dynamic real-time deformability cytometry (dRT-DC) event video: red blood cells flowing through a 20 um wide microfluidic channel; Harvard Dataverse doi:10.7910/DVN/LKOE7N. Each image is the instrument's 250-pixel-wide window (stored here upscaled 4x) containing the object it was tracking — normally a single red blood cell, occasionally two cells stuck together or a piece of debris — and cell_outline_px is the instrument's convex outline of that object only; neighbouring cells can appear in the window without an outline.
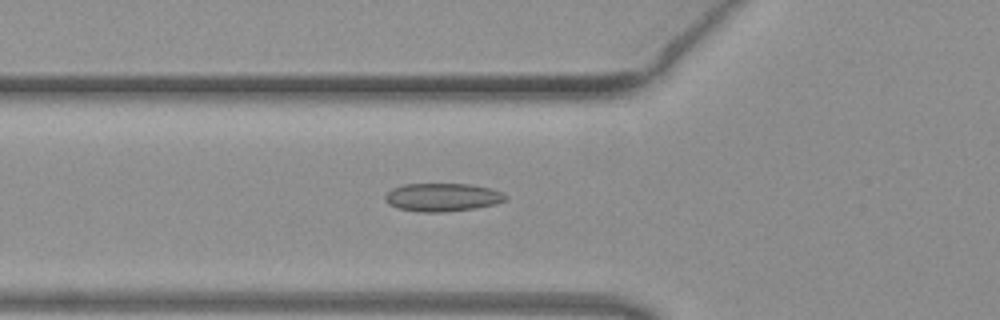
{"species": "common noctule bat (a hibernating species)", "species_latin": "Nyctalus noctula", "temperature_condition": "warm", "stored_images_in_passage": 36, "camera_frame_rate_fps": 3000, "um_per_image_px": 0.085, "animal": {"sex": "female", "body_mass_g": 19.3, "forearm_length_mm": 54.1}, "frame": {"image": 1, "passage_image": 3, "time_ms": 0.667, "image_size_px": [1000, 320], "cell_outline_px": [[508, 196], [504, 200], [496, 204], [476, 208], [448, 212], [420, 212], [396, 208], [388, 204], [384, 200], [384, 196], [392, 188], [404, 184], [468, 184], [488, 188], [500, 192]], "centroid_in_image_um": [37.56, 16.78], "position_along_channel_um": 88.2, "area_um2": 19.83}}
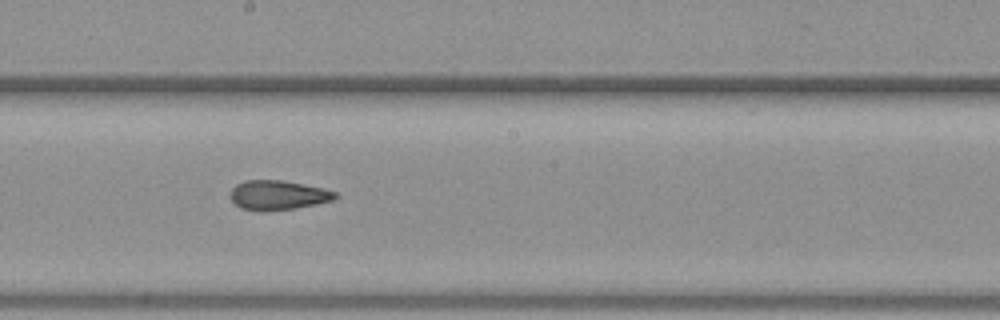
{"frame": {"image": 2, "passage_image": 13, "time_ms": 4.0, "image_size_px": [1000, 320], "cell_outline_px": [[340, 196], [332, 200], [316, 204], [296, 208], [240, 208], [228, 196], [232, 188], [236, 184], [244, 180], [280, 180], [324, 188], [336, 192]], "centroid_in_image_um": [23.65, 16.54], "position_along_channel_um": 224.6, "area_um2": 17.4}}
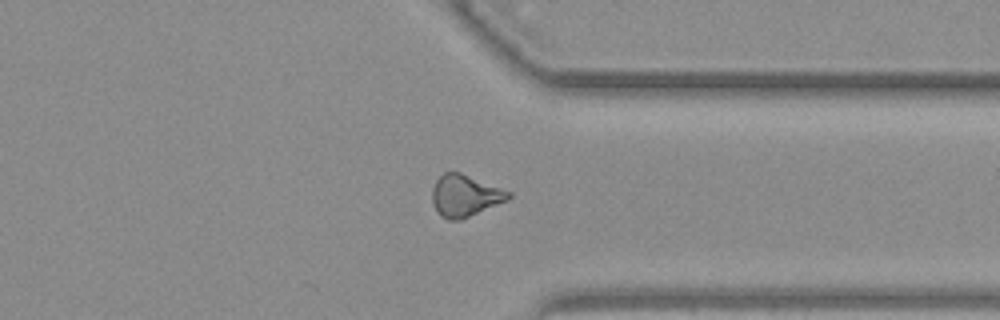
{"frame": {"image": 3, "passage_image": 24, "time_ms": 7.667, "image_size_px": [1000, 320], "cell_outline_px": [[512, 196], [508, 200], [460, 220], [448, 220], [440, 216], [436, 212], [432, 204], [432, 188], [436, 180], [444, 172], [460, 172], [512, 192]], "centroid_in_image_um": [39.5, 16.64], "position_along_channel_um": 371.9, "area_um2": 18.67}, "authors_computed_cell_mechanics": {"area_um2": 18.0625, "velocity_mm_per_s": 4.0706, "shape_relaxation_time_tau1_ms": null, "shape_relaxation_time_tau2_ms": 2.5142, "deformation_change_tau1": null, "deformation_change_tau2": 0.1044}}